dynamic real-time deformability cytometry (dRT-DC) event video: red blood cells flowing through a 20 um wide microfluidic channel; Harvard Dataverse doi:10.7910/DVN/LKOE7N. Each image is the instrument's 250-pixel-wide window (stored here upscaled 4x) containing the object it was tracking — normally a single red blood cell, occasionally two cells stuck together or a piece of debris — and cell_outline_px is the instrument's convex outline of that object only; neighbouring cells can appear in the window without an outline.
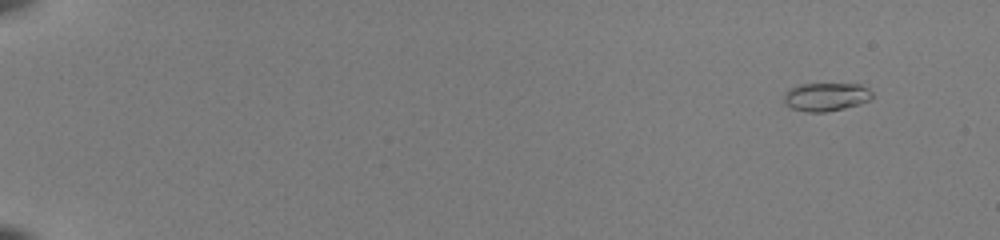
{"species": "common noctule bat (a hibernating species)", "species_latin": "Nyctalus noctula", "temperature_condition": "room temperature", "stored_images_in_passage": 50, "camera_frame_rate_fps": 3000, "um_per_image_px": 0.085, "animal": {"sex": "female", "body_mass_g": 22.0, "forearm_length_mm": 56.7}, "frame": {"image": 1, "passage_image": 1, "time_ms": 0.0, "image_size_px": [1000, 240], "cell_outline_px": [[872, 100], [860, 104], [844, 108], [824, 112], [808, 112], [792, 108], [784, 104], [784, 96], [792, 88], [800, 84], [860, 84], [868, 88], [872, 92]], "centroid_in_image_um": [70.26, 8.23], "position_along_channel_um": 14.7, "area_um2": 14.51}}
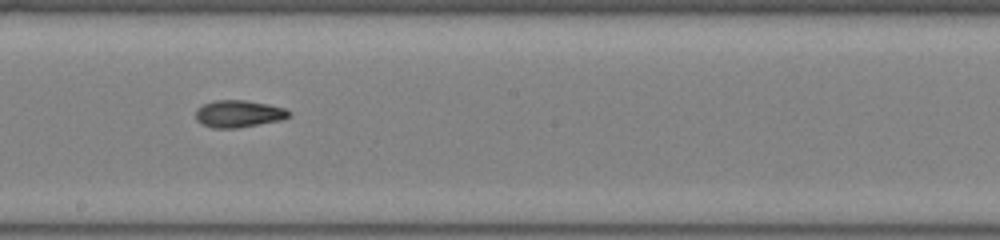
{"frame": {"image": 2, "passage_image": 30, "time_ms": 9.667, "image_size_px": [1000, 240], "cell_outline_px": [[292, 112], [288, 116], [280, 120], [236, 128], [212, 128], [196, 120], [196, 112], [204, 104], [216, 100], [244, 100], [268, 104], [284, 108]], "centroid_in_image_um": [20.29, 9.67], "position_along_channel_um": 227.9, "area_um2": 14.45}}
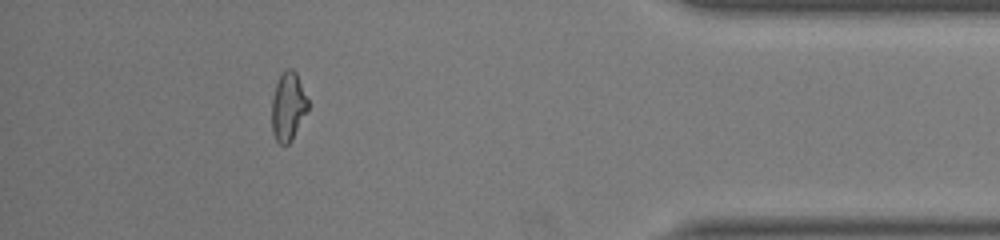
{"frame": {"image": 3, "passage_image": 46, "time_ms": 15.0, "image_size_px": [1000, 240], "cell_outline_px": [[308, 108], [292, 140], [288, 144], [280, 144], [276, 140], [272, 132], [272, 100], [276, 84], [284, 68], [292, 68], [296, 72], [308, 100]], "centroid_in_image_um": [24.48, 9.04], "position_along_channel_um": 410.7, "area_um2": 14.33}, "authors_computed_cell_mechanics": {"area_um2": 14.3344, "velocity_mm_per_s": 4.0196, "shape_relaxation_time_tau1_ms": 7.1789, "shape_relaxation_time_tau2_ms": 3.618, "deformation_change_tau1": 0.1886, "deformation_change_tau2": 0.1066}}